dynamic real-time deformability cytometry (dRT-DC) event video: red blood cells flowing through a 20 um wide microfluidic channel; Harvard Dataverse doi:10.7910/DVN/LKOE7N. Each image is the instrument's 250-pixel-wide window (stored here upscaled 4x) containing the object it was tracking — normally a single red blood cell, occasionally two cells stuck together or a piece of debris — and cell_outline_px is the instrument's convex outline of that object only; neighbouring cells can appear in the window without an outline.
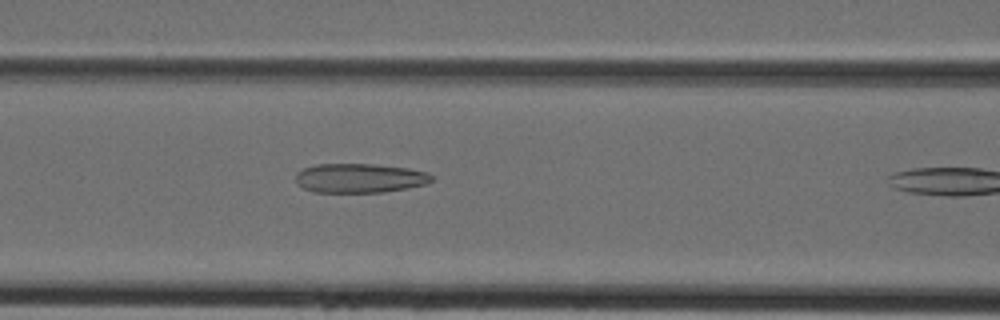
{"species": "Egyptian fruit bat (a non-hibernating species)", "species_latin": "Rousettus aegyptiacus", "temperature_condition": "cold", "stored_images_in_passage": 11, "camera_frame_rate_fps": 3000, "um_per_image_px": 0.085, "animal": {"sex": "female"}, "frame": {"image": 1, "passage_image": 10, "time_ms": 3.0, "image_size_px": [1000, 320], "cell_outline_px": [[432, 180], [428, 184], [408, 188], [384, 192], [316, 192], [304, 188], [296, 184], [296, 172], [304, 168], [316, 164], [372, 164], [408, 168], [428, 172], [432, 176]], "centroid_in_image_um": [30.58, 15.14], "position_along_channel_um": 136.0, "area_um2": 23.29}}